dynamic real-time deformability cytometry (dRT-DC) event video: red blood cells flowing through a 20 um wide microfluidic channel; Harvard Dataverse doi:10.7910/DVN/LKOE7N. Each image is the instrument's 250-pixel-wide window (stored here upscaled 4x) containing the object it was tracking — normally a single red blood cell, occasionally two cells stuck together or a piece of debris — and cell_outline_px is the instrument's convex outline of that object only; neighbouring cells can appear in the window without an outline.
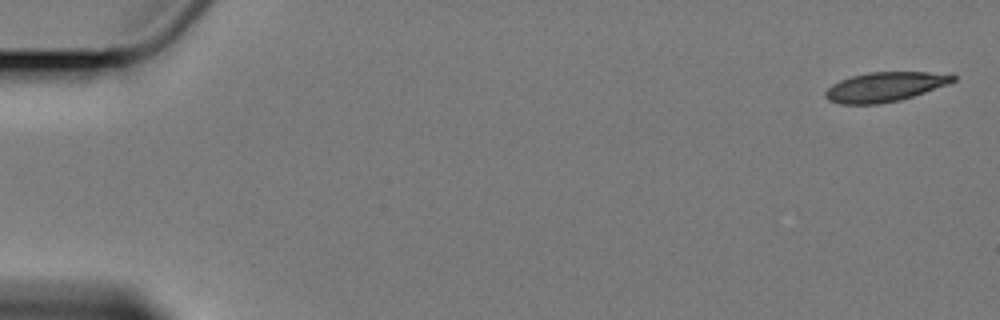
{"species": "Egyptian fruit bat (a non-hibernating species)", "species_latin": "Rousettus aegyptiacus", "temperature_condition": "cold", "stored_images_in_passage": 7, "camera_frame_rate_fps": 3000, "um_per_image_px": 0.085, "animal": {"sex": "female"}, "frame": {"image": 1, "passage_image": 1, "time_ms": 0.0, "image_size_px": [1000, 320], "cell_outline_px": [[956, 80], [948, 84], [900, 100], [880, 104], [840, 104], [828, 100], [824, 96], [824, 92], [832, 84], [840, 80], [852, 76], [868, 72], [952, 72], [956, 76]], "centroid_in_image_um": [75.24, 7.37], "position_along_channel_um": 9.8, "area_um2": 22.14}}
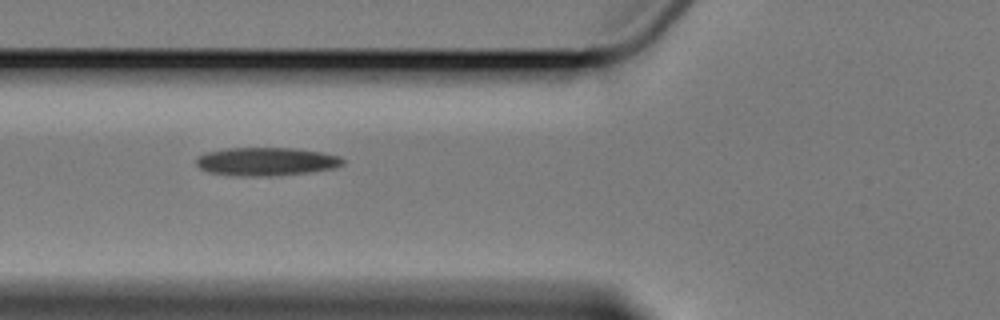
{"frame": {"image": 2, "passage_image": 6, "time_ms": 7.0, "image_size_px": [1000, 320], "cell_outline_px": [[344, 164], [336, 168], [308, 172], [268, 176], [240, 176], [208, 172], [200, 168], [196, 164], [196, 156], [204, 152], [224, 148], [296, 148], [320, 152], [340, 156], [344, 160]], "centroid_in_image_um": [22.6, 13.72], "position_along_channel_um": 103.2, "area_um2": 24.33}}
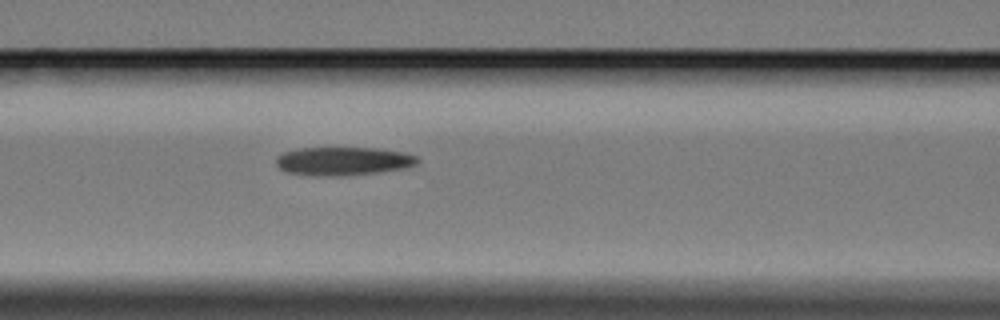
{"frame": {"image": 3, "passage_image": 7, "time_ms": 8.0, "image_size_px": [1000, 320], "cell_outline_px": [[420, 160], [416, 164], [400, 168], [380, 172], [340, 176], [312, 176], [288, 172], [280, 168], [276, 164], [276, 156], [284, 152], [296, 148], [376, 148], [404, 152], [416, 156]], "centroid_in_image_um": [29.13, 13.69], "position_along_channel_um": 137.5, "area_um2": 23.41}}